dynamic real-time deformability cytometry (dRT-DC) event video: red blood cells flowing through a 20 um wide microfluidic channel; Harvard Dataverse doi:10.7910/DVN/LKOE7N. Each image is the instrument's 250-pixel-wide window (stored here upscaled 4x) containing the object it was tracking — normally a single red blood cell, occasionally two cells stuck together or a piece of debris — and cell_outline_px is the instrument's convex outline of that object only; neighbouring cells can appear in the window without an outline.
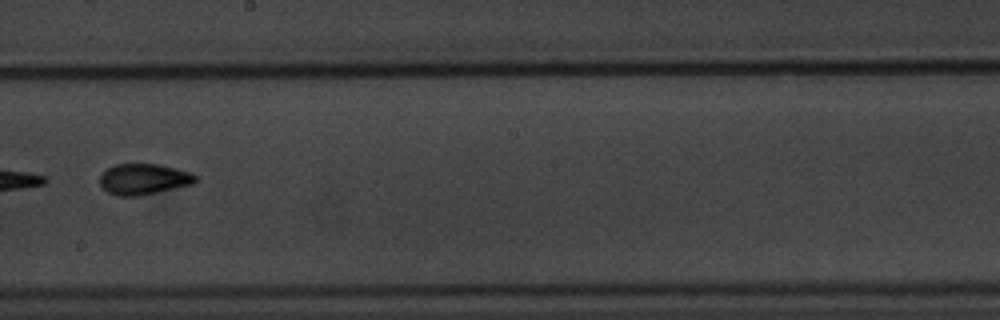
{"species": "common noctule bat (a hibernating species)", "species_latin": "Nyctalus noctula", "temperature_condition": "warm", "stored_images_in_passage": 11, "camera_frame_rate_fps": 3000, "um_per_image_px": 0.085, "animal": {"sex": "male", "body_mass_g": 20.1, "forearm_length_mm": 53.5}, "frame": {"image": 1, "passage_image": 5, "time_ms": 5.0, "image_size_px": [1000, 320], "cell_outline_px": [[196, 180], [192, 184], [136, 196], [116, 196], [108, 192], [100, 184], [100, 176], [108, 168], [116, 164], [160, 164], [192, 172], [196, 176]], "centroid_in_image_um": [12.21, 15.21], "position_along_channel_um": 236.0, "area_um2": 16.99}}